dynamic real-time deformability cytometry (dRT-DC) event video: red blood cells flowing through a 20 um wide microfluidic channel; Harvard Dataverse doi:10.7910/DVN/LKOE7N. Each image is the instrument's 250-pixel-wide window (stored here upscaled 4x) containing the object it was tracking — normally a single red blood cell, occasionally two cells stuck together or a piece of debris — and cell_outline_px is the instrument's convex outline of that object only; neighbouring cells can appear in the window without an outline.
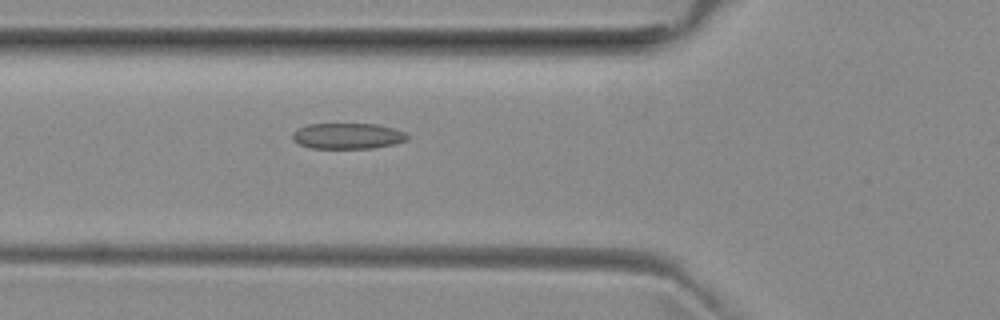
{"species": "common noctule bat (a hibernating species)", "species_latin": "Nyctalus noctula", "temperature_condition": "room temperature", "stored_images_in_passage": 50, "camera_frame_rate_fps": 3000, "um_per_image_px": 0.085, "animal": {"sex": "female", "body_mass_g": 29.2, "forearm_length_mm": 56.3}, "frame": {"image": 1, "passage_image": 19, "time_ms": 6.0, "image_size_px": [1000, 320], "cell_outline_px": [[408, 140], [392, 144], [372, 148], [312, 148], [300, 144], [292, 136], [292, 132], [296, 128], [308, 124], [376, 124], [396, 128], [408, 132]], "centroid_in_image_um": [29.59, 11.54], "position_along_channel_um": 96.2, "area_um2": 17.34}}
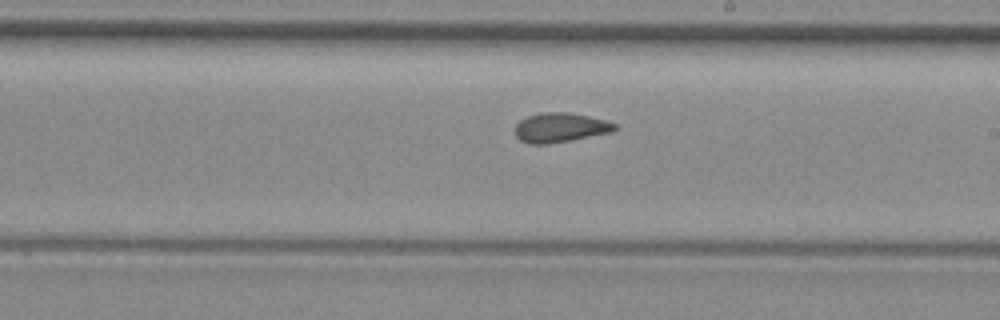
{"frame": {"image": 2, "passage_image": 30, "time_ms": 9.667, "image_size_px": [1000, 320], "cell_outline_px": [[616, 128], [612, 132], [548, 144], [528, 144], [520, 140], [516, 136], [516, 124], [520, 120], [528, 116], [540, 112], [568, 112], [588, 116], [604, 120], [616, 124]], "centroid_in_image_um": [47.59, 10.84], "position_along_channel_um": 241.4, "area_um2": 16.99}}
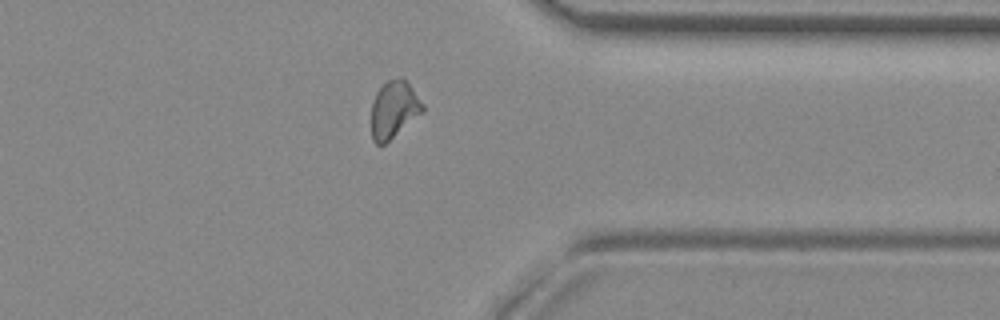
{"frame": {"image": 3, "passage_image": 41, "time_ms": 13.333, "image_size_px": [1000, 320], "cell_outline_px": [[424, 112], [384, 144], [376, 144], [372, 140], [372, 104], [376, 92], [388, 80], [400, 76], [404, 76], [424, 104]], "centroid_in_image_um": [33.51, 9.28], "position_along_channel_um": 377.9, "area_um2": 17.17}, "authors_computed_cell_mechanics": {"area_um2": 17.4845, "velocity_mm_per_s": 3.9496, "shape_relaxation_time_tau1_ms": null, "shape_relaxation_time_tau2_ms": 2.1782, "deformation_change_tau1": null, "deformation_change_tau2": 0.0973}}